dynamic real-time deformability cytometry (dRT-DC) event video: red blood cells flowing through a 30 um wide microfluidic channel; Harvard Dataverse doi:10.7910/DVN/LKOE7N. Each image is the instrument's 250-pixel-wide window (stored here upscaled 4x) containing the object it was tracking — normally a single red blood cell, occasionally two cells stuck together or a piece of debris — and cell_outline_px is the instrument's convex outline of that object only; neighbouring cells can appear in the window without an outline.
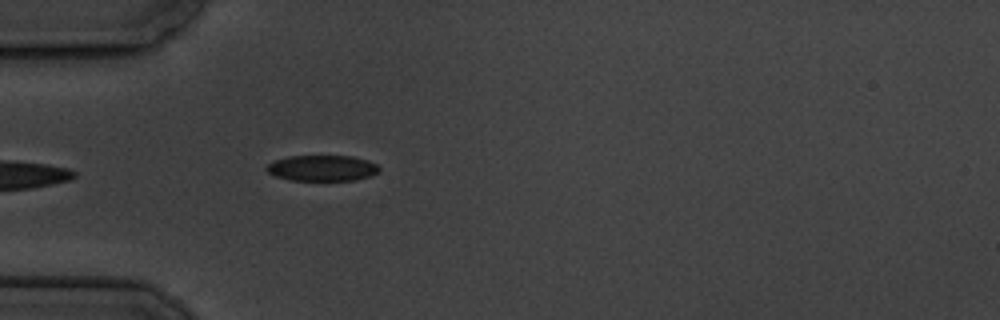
{"species": "common noctule bat (a hibernating species)", "species_latin": "Nyctalus noctula", "temperature_condition": "cold", "stored_images_in_passage": 5, "camera_frame_rate_fps": 3000, "um_per_image_px": 0.085, "animal": {"sex": "male", "body_mass_g": 19.5, "forearm_length_mm": 54.6}, "frame": {"image": 1, "passage_image": 5, "time_ms": 4.667, "image_size_px": [1000, 320], "cell_outline_px": [[380, 172], [372, 176], [352, 180], [288, 180], [276, 176], [268, 172], [264, 168], [268, 164], [276, 160], [288, 156], [352, 156], [368, 160], [376, 164], [380, 168]], "centroid_in_image_um": [27.41, 14.29], "position_along_channel_um": 57.6, "area_um2": 16.99}}